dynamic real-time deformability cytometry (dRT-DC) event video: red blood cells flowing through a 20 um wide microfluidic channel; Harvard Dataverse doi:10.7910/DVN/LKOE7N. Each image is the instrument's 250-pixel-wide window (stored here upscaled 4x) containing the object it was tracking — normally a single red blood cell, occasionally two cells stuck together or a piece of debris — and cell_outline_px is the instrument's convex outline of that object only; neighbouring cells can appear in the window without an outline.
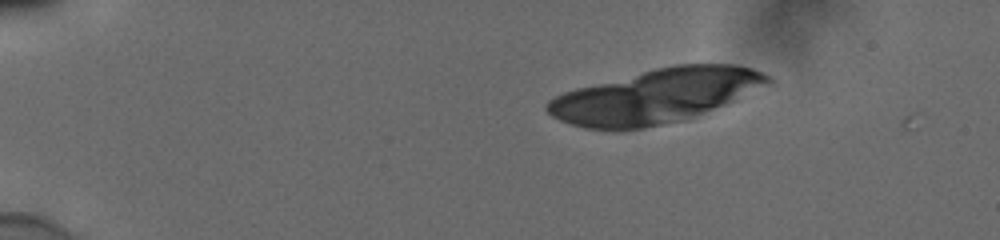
{"species": "human", "species_latin": "Homo sapiens", "temperature_condition": "cold", "stored_images_in_passage": 10, "camera_frame_rate_fps": 3000, "um_per_image_px": 0.085, "donor": {"sex": "male"}, "frame": {"image": 1, "passage_image": 1, "time_ms": 0.0, "image_size_px": [1000, 240], "cell_outline_px": [[776, 80], [724, 104], [696, 116], [684, 120], [624, 132], [584, 128], [560, 120], [552, 116], [544, 108], [544, 104], [548, 100], [564, 92], [576, 88], [656, 68], [676, 64], [736, 64], [752, 68]], "centroid_in_image_um": [55.67, 8.19], "position_along_channel_um": 29.3, "area_um2": 69.36}}